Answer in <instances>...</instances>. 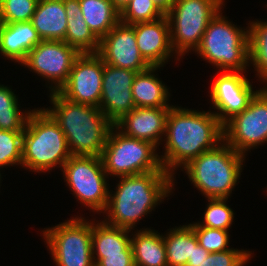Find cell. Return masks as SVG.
Listing matches in <instances>:
<instances>
[{"label":"cell","mask_w":267,"mask_h":266,"mask_svg":"<svg viewBox=\"0 0 267 266\" xmlns=\"http://www.w3.org/2000/svg\"><path fill=\"white\" fill-rule=\"evenodd\" d=\"M117 185L109 189L103 220L117 227L135 230L138 222L170 199L175 191L174 177L166 171L118 177Z\"/></svg>","instance_id":"2"},{"label":"cell","mask_w":267,"mask_h":266,"mask_svg":"<svg viewBox=\"0 0 267 266\" xmlns=\"http://www.w3.org/2000/svg\"><path fill=\"white\" fill-rule=\"evenodd\" d=\"M258 89L247 108L223 124V141L244 156L267 143V90Z\"/></svg>","instance_id":"11"},{"label":"cell","mask_w":267,"mask_h":266,"mask_svg":"<svg viewBox=\"0 0 267 266\" xmlns=\"http://www.w3.org/2000/svg\"><path fill=\"white\" fill-rule=\"evenodd\" d=\"M131 230L92 219V255L96 265L104 254H133Z\"/></svg>","instance_id":"20"},{"label":"cell","mask_w":267,"mask_h":266,"mask_svg":"<svg viewBox=\"0 0 267 266\" xmlns=\"http://www.w3.org/2000/svg\"><path fill=\"white\" fill-rule=\"evenodd\" d=\"M42 39L31 21L2 23L0 26V56L21 65Z\"/></svg>","instance_id":"19"},{"label":"cell","mask_w":267,"mask_h":266,"mask_svg":"<svg viewBox=\"0 0 267 266\" xmlns=\"http://www.w3.org/2000/svg\"><path fill=\"white\" fill-rule=\"evenodd\" d=\"M152 1L166 15L170 11L175 0H152Z\"/></svg>","instance_id":"37"},{"label":"cell","mask_w":267,"mask_h":266,"mask_svg":"<svg viewBox=\"0 0 267 266\" xmlns=\"http://www.w3.org/2000/svg\"><path fill=\"white\" fill-rule=\"evenodd\" d=\"M23 133L0 130V170L4 167H21Z\"/></svg>","instance_id":"31"},{"label":"cell","mask_w":267,"mask_h":266,"mask_svg":"<svg viewBox=\"0 0 267 266\" xmlns=\"http://www.w3.org/2000/svg\"><path fill=\"white\" fill-rule=\"evenodd\" d=\"M117 7V9L120 11L128 2L131 0H112Z\"/></svg>","instance_id":"38"},{"label":"cell","mask_w":267,"mask_h":266,"mask_svg":"<svg viewBox=\"0 0 267 266\" xmlns=\"http://www.w3.org/2000/svg\"><path fill=\"white\" fill-rule=\"evenodd\" d=\"M73 196L93 214L103 213L108 204L109 177L101 157L71 155L61 170Z\"/></svg>","instance_id":"10"},{"label":"cell","mask_w":267,"mask_h":266,"mask_svg":"<svg viewBox=\"0 0 267 266\" xmlns=\"http://www.w3.org/2000/svg\"><path fill=\"white\" fill-rule=\"evenodd\" d=\"M267 90V82L265 83V86H263Z\"/></svg>","instance_id":"40"},{"label":"cell","mask_w":267,"mask_h":266,"mask_svg":"<svg viewBox=\"0 0 267 266\" xmlns=\"http://www.w3.org/2000/svg\"><path fill=\"white\" fill-rule=\"evenodd\" d=\"M164 16L152 0H131L120 10V21L128 25L150 22Z\"/></svg>","instance_id":"30"},{"label":"cell","mask_w":267,"mask_h":266,"mask_svg":"<svg viewBox=\"0 0 267 266\" xmlns=\"http://www.w3.org/2000/svg\"><path fill=\"white\" fill-rule=\"evenodd\" d=\"M210 253L199 244L193 247L191 259H188L186 266H198Z\"/></svg>","instance_id":"36"},{"label":"cell","mask_w":267,"mask_h":266,"mask_svg":"<svg viewBox=\"0 0 267 266\" xmlns=\"http://www.w3.org/2000/svg\"><path fill=\"white\" fill-rule=\"evenodd\" d=\"M254 251L232 248L210 253L198 266H245L253 258Z\"/></svg>","instance_id":"34"},{"label":"cell","mask_w":267,"mask_h":266,"mask_svg":"<svg viewBox=\"0 0 267 266\" xmlns=\"http://www.w3.org/2000/svg\"><path fill=\"white\" fill-rule=\"evenodd\" d=\"M67 16L65 42L80 54L97 53L100 39L84 21L79 0H63Z\"/></svg>","instance_id":"24"},{"label":"cell","mask_w":267,"mask_h":266,"mask_svg":"<svg viewBox=\"0 0 267 266\" xmlns=\"http://www.w3.org/2000/svg\"><path fill=\"white\" fill-rule=\"evenodd\" d=\"M167 230L163 235L167 265L186 266L188 259H191L193 247L199 244L192 226L188 223Z\"/></svg>","instance_id":"26"},{"label":"cell","mask_w":267,"mask_h":266,"mask_svg":"<svg viewBox=\"0 0 267 266\" xmlns=\"http://www.w3.org/2000/svg\"><path fill=\"white\" fill-rule=\"evenodd\" d=\"M95 266H134L133 254H104Z\"/></svg>","instance_id":"35"},{"label":"cell","mask_w":267,"mask_h":266,"mask_svg":"<svg viewBox=\"0 0 267 266\" xmlns=\"http://www.w3.org/2000/svg\"><path fill=\"white\" fill-rule=\"evenodd\" d=\"M79 4L84 21L99 39L120 21V11L112 0H79Z\"/></svg>","instance_id":"25"},{"label":"cell","mask_w":267,"mask_h":266,"mask_svg":"<svg viewBox=\"0 0 267 266\" xmlns=\"http://www.w3.org/2000/svg\"><path fill=\"white\" fill-rule=\"evenodd\" d=\"M249 67L262 85L267 82V20H249Z\"/></svg>","instance_id":"27"},{"label":"cell","mask_w":267,"mask_h":266,"mask_svg":"<svg viewBox=\"0 0 267 266\" xmlns=\"http://www.w3.org/2000/svg\"><path fill=\"white\" fill-rule=\"evenodd\" d=\"M38 0H0L2 23L31 21Z\"/></svg>","instance_id":"32"},{"label":"cell","mask_w":267,"mask_h":266,"mask_svg":"<svg viewBox=\"0 0 267 266\" xmlns=\"http://www.w3.org/2000/svg\"><path fill=\"white\" fill-rule=\"evenodd\" d=\"M80 53L65 41L42 40L20 65L45 80L48 92H58L65 84ZM44 79V80H43Z\"/></svg>","instance_id":"12"},{"label":"cell","mask_w":267,"mask_h":266,"mask_svg":"<svg viewBox=\"0 0 267 266\" xmlns=\"http://www.w3.org/2000/svg\"><path fill=\"white\" fill-rule=\"evenodd\" d=\"M136 74L104 63L99 108L113 124L135 108L131 89Z\"/></svg>","instance_id":"16"},{"label":"cell","mask_w":267,"mask_h":266,"mask_svg":"<svg viewBox=\"0 0 267 266\" xmlns=\"http://www.w3.org/2000/svg\"><path fill=\"white\" fill-rule=\"evenodd\" d=\"M15 91L10 86L0 83V130L24 131L27 118L32 111L26 107L25 111L21 110L20 99Z\"/></svg>","instance_id":"28"},{"label":"cell","mask_w":267,"mask_h":266,"mask_svg":"<svg viewBox=\"0 0 267 266\" xmlns=\"http://www.w3.org/2000/svg\"><path fill=\"white\" fill-rule=\"evenodd\" d=\"M207 204L205 205L202 220H197L189 223L191 226H202L214 229H222L230 231L233 225L234 210L229 206L228 198H206Z\"/></svg>","instance_id":"29"},{"label":"cell","mask_w":267,"mask_h":266,"mask_svg":"<svg viewBox=\"0 0 267 266\" xmlns=\"http://www.w3.org/2000/svg\"><path fill=\"white\" fill-rule=\"evenodd\" d=\"M97 54L104 63L118 68L142 72L151 66L138 49L134 27L121 21L100 39Z\"/></svg>","instance_id":"15"},{"label":"cell","mask_w":267,"mask_h":266,"mask_svg":"<svg viewBox=\"0 0 267 266\" xmlns=\"http://www.w3.org/2000/svg\"><path fill=\"white\" fill-rule=\"evenodd\" d=\"M79 216L74 215L56 226L43 228L40 233L56 266H95L92 219Z\"/></svg>","instance_id":"9"},{"label":"cell","mask_w":267,"mask_h":266,"mask_svg":"<svg viewBox=\"0 0 267 266\" xmlns=\"http://www.w3.org/2000/svg\"><path fill=\"white\" fill-rule=\"evenodd\" d=\"M170 109L171 107H135L114 126L125 136L148 141L160 151L159 146L163 144Z\"/></svg>","instance_id":"18"},{"label":"cell","mask_w":267,"mask_h":266,"mask_svg":"<svg viewBox=\"0 0 267 266\" xmlns=\"http://www.w3.org/2000/svg\"><path fill=\"white\" fill-rule=\"evenodd\" d=\"M131 247L134 266H168L163 233L158 230H132Z\"/></svg>","instance_id":"23"},{"label":"cell","mask_w":267,"mask_h":266,"mask_svg":"<svg viewBox=\"0 0 267 266\" xmlns=\"http://www.w3.org/2000/svg\"><path fill=\"white\" fill-rule=\"evenodd\" d=\"M225 6V0H175L166 17L171 44L180 59L199 47L209 22Z\"/></svg>","instance_id":"8"},{"label":"cell","mask_w":267,"mask_h":266,"mask_svg":"<svg viewBox=\"0 0 267 266\" xmlns=\"http://www.w3.org/2000/svg\"><path fill=\"white\" fill-rule=\"evenodd\" d=\"M161 69L163 70L161 66H150L147 70L137 72L131 89L135 107L161 108L173 106L169 103L170 87L165 85L157 73Z\"/></svg>","instance_id":"21"},{"label":"cell","mask_w":267,"mask_h":266,"mask_svg":"<svg viewBox=\"0 0 267 266\" xmlns=\"http://www.w3.org/2000/svg\"><path fill=\"white\" fill-rule=\"evenodd\" d=\"M245 162L246 156L223 141L192 159L181 171L204 198H229L240 183Z\"/></svg>","instance_id":"5"},{"label":"cell","mask_w":267,"mask_h":266,"mask_svg":"<svg viewBox=\"0 0 267 266\" xmlns=\"http://www.w3.org/2000/svg\"><path fill=\"white\" fill-rule=\"evenodd\" d=\"M158 148L152 143L125 136L113 126L102 150L103 168L110 178L165 171Z\"/></svg>","instance_id":"7"},{"label":"cell","mask_w":267,"mask_h":266,"mask_svg":"<svg viewBox=\"0 0 267 266\" xmlns=\"http://www.w3.org/2000/svg\"><path fill=\"white\" fill-rule=\"evenodd\" d=\"M221 142L223 124L211 109L199 111L173 105L166 122L164 153L159 152L161 165L176 181L177 170Z\"/></svg>","instance_id":"1"},{"label":"cell","mask_w":267,"mask_h":266,"mask_svg":"<svg viewBox=\"0 0 267 266\" xmlns=\"http://www.w3.org/2000/svg\"><path fill=\"white\" fill-rule=\"evenodd\" d=\"M198 243L209 253L222 252L230 248V231L202 226H192Z\"/></svg>","instance_id":"33"},{"label":"cell","mask_w":267,"mask_h":266,"mask_svg":"<svg viewBox=\"0 0 267 266\" xmlns=\"http://www.w3.org/2000/svg\"><path fill=\"white\" fill-rule=\"evenodd\" d=\"M2 178H3V177H2V174H0V187L2 186V185H1V182L3 181Z\"/></svg>","instance_id":"39"},{"label":"cell","mask_w":267,"mask_h":266,"mask_svg":"<svg viewBox=\"0 0 267 266\" xmlns=\"http://www.w3.org/2000/svg\"><path fill=\"white\" fill-rule=\"evenodd\" d=\"M47 95L52 107L43 108L64 132L71 154L100 157L114 124L99 107L69 101L58 92Z\"/></svg>","instance_id":"3"},{"label":"cell","mask_w":267,"mask_h":266,"mask_svg":"<svg viewBox=\"0 0 267 266\" xmlns=\"http://www.w3.org/2000/svg\"><path fill=\"white\" fill-rule=\"evenodd\" d=\"M31 22L42 40L65 41L67 16L63 0H38Z\"/></svg>","instance_id":"22"},{"label":"cell","mask_w":267,"mask_h":266,"mask_svg":"<svg viewBox=\"0 0 267 266\" xmlns=\"http://www.w3.org/2000/svg\"><path fill=\"white\" fill-rule=\"evenodd\" d=\"M132 26L135 29L138 49L151 66L165 67L172 58H176V63L180 60L172 48L170 26L166 15L154 21L140 22Z\"/></svg>","instance_id":"17"},{"label":"cell","mask_w":267,"mask_h":266,"mask_svg":"<svg viewBox=\"0 0 267 266\" xmlns=\"http://www.w3.org/2000/svg\"><path fill=\"white\" fill-rule=\"evenodd\" d=\"M221 9L209 22L197 57L219 71L241 72L249 69V28L240 27L224 16Z\"/></svg>","instance_id":"6"},{"label":"cell","mask_w":267,"mask_h":266,"mask_svg":"<svg viewBox=\"0 0 267 266\" xmlns=\"http://www.w3.org/2000/svg\"><path fill=\"white\" fill-rule=\"evenodd\" d=\"M104 61L97 53L80 54L58 93L69 101L100 106Z\"/></svg>","instance_id":"14"},{"label":"cell","mask_w":267,"mask_h":266,"mask_svg":"<svg viewBox=\"0 0 267 266\" xmlns=\"http://www.w3.org/2000/svg\"><path fill=\"white\" fill-rule=\"evenodd\" d=\"M71 155L64 132L53 117L43 107L32 109L22 138L21 167L35 174H51L55 168L61 171Z\"/></svg>","instance_id":"4"},{"label":"cell","mask_w":267,"mask_h":266,"mask_svg":"<svg viewBox=\"0 0 267 266\" xmlns=\"http://www.w3.org/2000/svg\"><path fill=\"white\" fill-rule=\"evenodd\" d=\"M246 72L248 73L217 71V76L209 87V102L213 104L212 109H216L212 112L222 124L246 109L250 100L259 91L254 90L253 82L247 78Z\"/></svg>","instance_id":"13"}]
</instances>
